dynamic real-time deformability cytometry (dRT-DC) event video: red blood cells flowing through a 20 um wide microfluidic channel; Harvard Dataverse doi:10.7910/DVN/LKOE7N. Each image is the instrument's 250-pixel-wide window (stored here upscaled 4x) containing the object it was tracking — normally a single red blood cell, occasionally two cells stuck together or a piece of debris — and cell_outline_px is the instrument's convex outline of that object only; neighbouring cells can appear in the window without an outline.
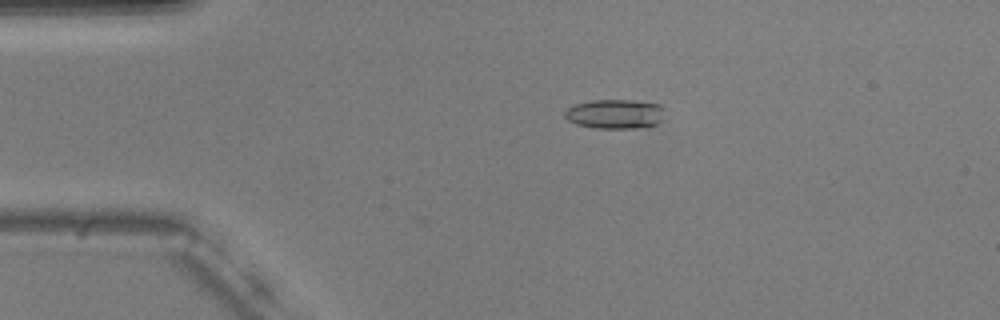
{"species": "common noctule bat (a hibernating species)", "species_latin": "Nyctalus noctula", "temperature_condition": "warm", "stored_images_in_passage": 3, "camera_frame_rate_fps": 3000, "um_per_image_px": 0.085, "animal": {"sex": "male", "body_mass_g": 20.5, "forearm_length_mm": 52.5}, "frame": {"image": 1, "passage_image": 3, "time_ms": 0.667, "image_size_px": [1000, 320], "cell_outline_px": [[664, 108], [660, 120], [656, 124], [648, 128], [596, 128], [576, 124], [568, 120], [564, 116], [564, 112], [568, 108], [576, 104], [592, 100], [632, 100], [660, 104]], "centroid_in_image_um": [52.28, 9.69], "position_along_channel_um": 32.7, "area_um2": 17.17}}